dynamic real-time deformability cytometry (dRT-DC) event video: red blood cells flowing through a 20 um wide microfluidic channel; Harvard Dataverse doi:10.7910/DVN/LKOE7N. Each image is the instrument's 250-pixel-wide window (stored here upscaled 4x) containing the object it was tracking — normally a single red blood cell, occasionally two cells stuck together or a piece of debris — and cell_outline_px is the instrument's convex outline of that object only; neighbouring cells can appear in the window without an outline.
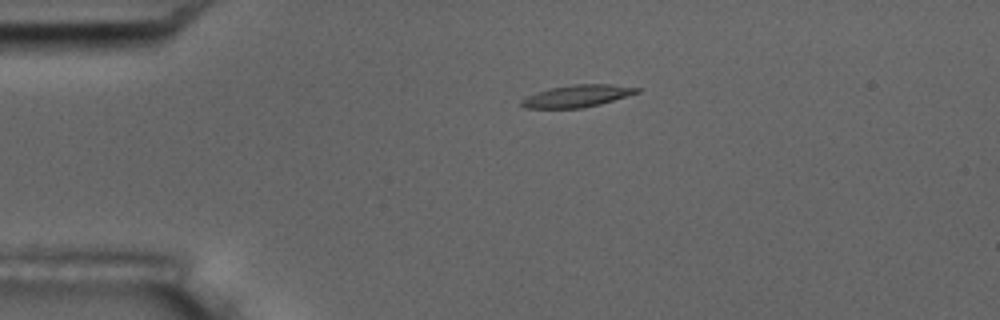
{"species": "common noctule bat (a hibernating species)", "species_latin": "Nyctalus noctula", "temperature_condition": "room temperature", "stored_images_in_passage": 2, "camera_frame_rate_fps": 3000, "um_per_image_px": 0.085, "animal": {"sex": "male", "body_mass_g": 17.5, "forearm_length_mm": 52.3}, "frame": {"image": 1, "passage_image": 1, "time_ms": 0.0, "image_size_px": [1000, 320], "cell_outline_px": [[640, 92], [600, 104], [584, 108], [524, 108], [520, 104], [520, 100], [536, 92], [552, 88], [576, 84], [608, 84], [640, 88]], "centroid_in_image_um": [49.05, 8.17], "position_along_channel_um": 36.0, "area_um2": 14.74}}